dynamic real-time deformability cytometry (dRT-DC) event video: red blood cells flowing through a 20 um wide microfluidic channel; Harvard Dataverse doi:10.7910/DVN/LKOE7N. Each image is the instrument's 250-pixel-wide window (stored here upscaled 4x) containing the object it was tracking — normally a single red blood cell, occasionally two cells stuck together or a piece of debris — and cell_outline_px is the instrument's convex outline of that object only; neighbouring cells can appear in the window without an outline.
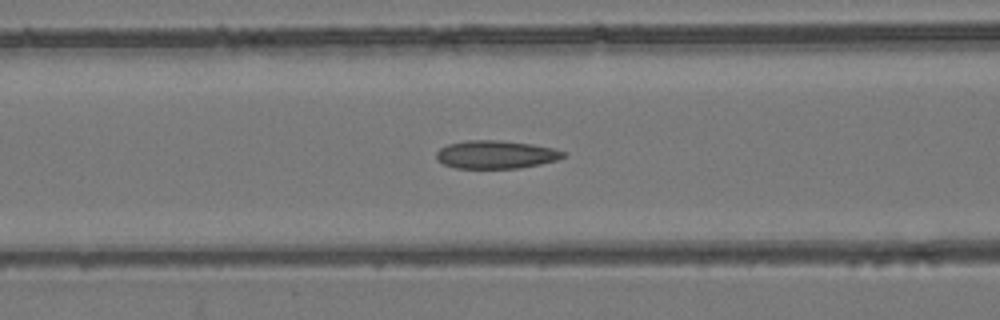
{"species": "common noctule bat (a hibernating species)", "species_latin": "Nyctalus noctula", "temperature_condition": "room temperature", "stored_images_in_passage": 54, "camera_frame_rate_fps": 3000, "um_per_image_px": 0.085, "animal": {"sex": "female", "body_mass_g": 24.6, "forearm_length_mm": 56.2}, "frame": {"image": 1, "passage_image": 22, "time_ms": 7.0, "image_size_px": [1000, 320], "cell_outline_px": [[568, 156], [556, 160], [540, 164], [520, 168], [456, 168], [444, 164], [436, 160], [436, 152], [440, 148], [448, 144], [468, 140], [500, 140], [532, 144], [552, 148], [564, 152]], "centroid_in_image_um": [42.14, 13.13], "position_along_channel_um": 124.5, "area_um2": 20.81}}
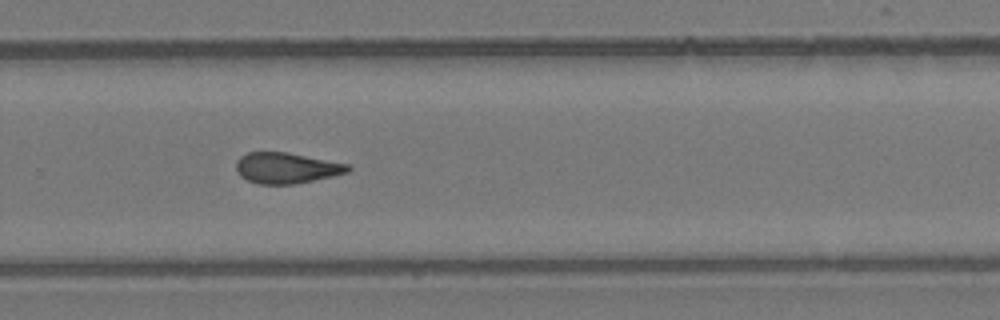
{"frame": {"image": 2, "passage_image": 36, "time_ms": 11.667, "image_size_px": [1000, 320], "cell_outline_px": [[352, 168], [348, 172], [332, 176], [296, 184], [256, 184], [240, 176], [236, 168], [236, 160], [240, 156], [248, 152], [288, 152], [348, 164]], "centroid_in_image_um": [24.33, 14.28], "position_along_channel_um": 305.5, "area_um2": 20.11}}
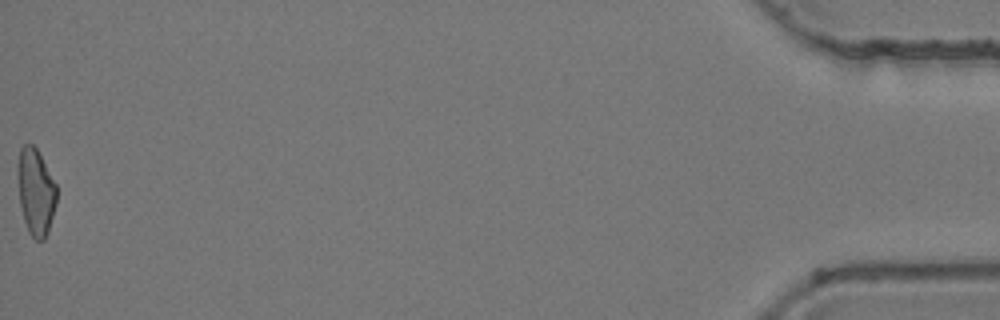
{"frame": {"image": 3, "passage_image": 54, "time_ms": 17.667, "image_size_px": [1000, 320], "cell_outline_px": [[56, 204], [48, 232], [44, 240], [36, 240], [28, 232], [24, 220], [20, 204], [16, 176], [20, 148], [24, 144], [32, 144], [36, 148], [56, 184]], "centroid_in_image_um": [3.02, 16.31], "position_along_channel_um": 432.2, "area_um2": 19.65}, "authors_computed_cell_mechanics": {"area_um2": 20.6635, "velocity_mm_per_s": 3.8859, "shape_relaxation_time_tau1_ms": null, "shape_relaxation_time_tau2_ms": 3.4381, "deformation_change_tau1": null, "deformation_change_tau2": 0.1026}}